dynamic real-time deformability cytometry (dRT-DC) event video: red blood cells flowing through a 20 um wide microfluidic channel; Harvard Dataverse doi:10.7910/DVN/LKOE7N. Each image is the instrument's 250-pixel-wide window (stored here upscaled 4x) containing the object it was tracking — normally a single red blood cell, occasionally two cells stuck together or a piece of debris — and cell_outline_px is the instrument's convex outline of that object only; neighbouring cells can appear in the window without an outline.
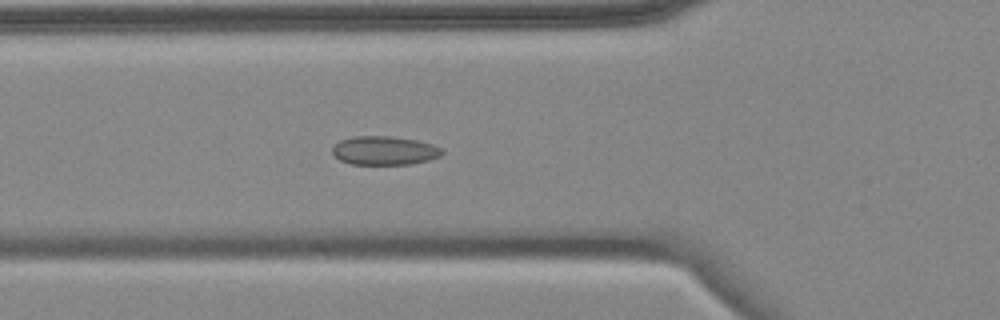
{"species": "common noctule bat (a hibernating species)", "species_latin": "Nyctalus noctula", "temperature_condition": "cold", "stored_images_in_passage": 3, "camera_frame_rate_fps": 3000, "um_per_image_px": 0.085, "animal": {"sex": "female", "body_mass_g": 18.4}, "frame": {"image": 1, "passage_image": 3, "time_ms": 2.333, "image_size_px": [1000, 320], "cell_outline_px": [[444, 152], [440, 156], [428, 160], [412, 164], [352, 164], [340, 160], [332, 152], [332, 148], [340, 140], [352, 136], [388, 136], [416, 140], [432, 144], [440, 148]], "centroid_in_image_um": [32.67, 12.79], "position_along_channel_um": 93.1, "area_um2": 18.26}}